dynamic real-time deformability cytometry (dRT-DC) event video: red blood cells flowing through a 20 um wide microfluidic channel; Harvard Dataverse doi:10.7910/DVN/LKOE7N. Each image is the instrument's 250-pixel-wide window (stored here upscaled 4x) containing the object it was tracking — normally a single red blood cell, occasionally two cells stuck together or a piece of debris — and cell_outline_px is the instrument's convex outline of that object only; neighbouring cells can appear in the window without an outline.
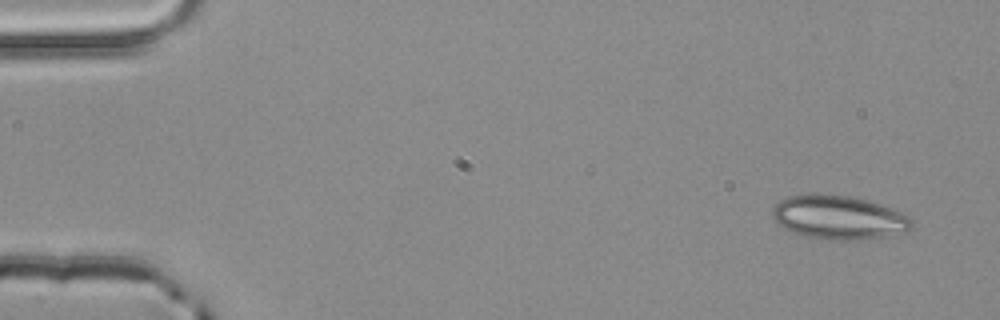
{"species": "common noctule bat (a hibernating species)", "species_latin": "Nyctalus noctula", "temperature_condition": "room temperature", "stored_images_in_passage": 4, "camera_frame_rate_fps": 3000, "um_per_image_px": 0.085, "animal": {"sex": "male", "body_mass_g": 20.4}, "frame": {"image": 1, "passage_image": 1, "time_ms": 0.0, "image_size_px": [1000, 320], "cell_outline_px": [[912, 228], [904, 232], [888, 236], [856, 240], [840, 240], [804, 236], [792, 232], [784, 228], [772, 216], [772, 208], [780, 200], [788, 196], [812, 192], [848, 196], [868, 200], [892, 208], [908, 216], [912, 224]], "centroid_in_image_um": [71.27, 18.46], "position_along_channel_um": 13.7, "area_um2": 35.66}}